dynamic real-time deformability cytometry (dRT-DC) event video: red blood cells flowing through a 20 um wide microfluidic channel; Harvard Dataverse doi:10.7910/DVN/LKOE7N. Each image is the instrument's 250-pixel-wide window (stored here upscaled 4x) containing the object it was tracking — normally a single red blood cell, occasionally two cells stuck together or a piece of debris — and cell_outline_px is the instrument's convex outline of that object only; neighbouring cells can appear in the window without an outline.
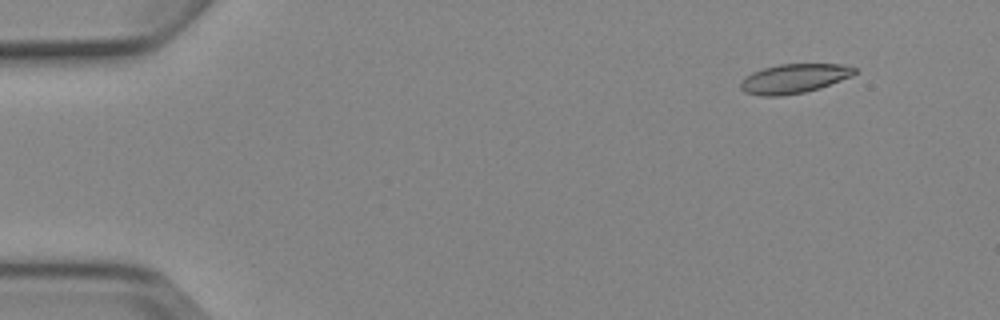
{"species": "Egyptian fruit bat (a non-hibernating species)", "species_latin": "Rousettus aegyptiacus", "temperature_condition": "cold", "stored_images_in_passage": 5, "camera_frame_rate_fps": 3000, "um_per_image_px": 0.085, "animal": {"sex": "female"}, "frame": {"image": 1, "passage_image": 2, "time_ms": 1.0, "image_size_px": [1000, 320], "cell_outline_px": [[860, 68], [852, 76], [820, 88], [804, 92], [780, 96], [760, 96], [744, 92], [740, 88], [740, 80], [744, 76], [752, 72], [764, 68], [780, 64], [844, 64]], "centroid_in_image_um": [67.49, 6.67], "position_along_channel_um": 17.5, "area_um2": 19.71}}
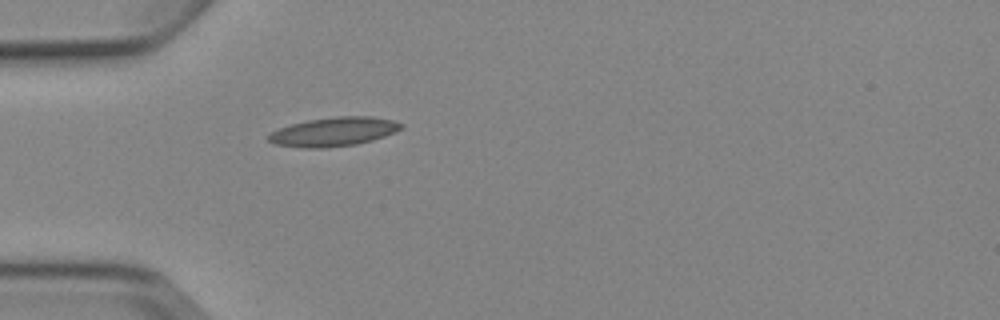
{"frame": {"image": 2, "passage_image": 5, "time_ms": 4.667, "image_size_px": [1000, 320], "cell_outline_px": [[404, 128], [396, 132], [372, 140], [356, 144], [328, 148], [304, 148], [276, 144], [268, 140], [268, 136], [272, 132], [280, 128], [292, 124], [308, 120], [336, 116], [372, 116], [392, 120], [404, 124]], "centroid_in_image_um": [28.42, 11.19], "position_along_channel_um": 56.6, "area_um2": 22.37}}